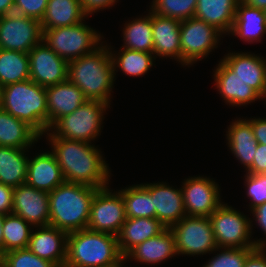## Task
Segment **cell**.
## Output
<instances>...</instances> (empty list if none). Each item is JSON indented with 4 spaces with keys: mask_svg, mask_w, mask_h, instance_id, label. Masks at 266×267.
<instances>
[{
    "mask_svg": "<svg viewBox=\"0 0 266 267\" xmlns=\"http://www.w3.org/2000/svg\"><path fill=\"white\" fill-rule=\"evenodd\" d=\"M153 198L156 219L166 228H171L186 216L182 190L166 182L141 183Z\"/></svg>",
    "mask_w": 266,
    "mask_h": 267,
    "instance_id": "2e32d148",
    "label": "cell"
},
{
    "mask_svg": "<svg viewBox=\"0 0 266 267\" xmlns=\"http://www.w3.org/2000/svg\"><path fill=\"white\" fill-rule=\"evenodd\" d=\"M28 149L0 146V183L15 188L26 182Z\"/></svg>",
    "mask_w": 266,
    "mask_h": 267,
    "instance_id": "f1b7e54d",
    "label": "cell"
},
{
    "mask_svg": "<svg viewBox=\"0 0 266 267\" xmlns=\"http://www.w3.org/2000/svg\"><path fill=\"white\" fill-rule=\"evenodd\" d=\"M110 105L87 100L74 112L58 119L49 131L56 137L92 143L101 135L106 110Z\"/></svg>",
    "mask_w": 266,
    "mask_h": 267,
    "instance_id": "52a82bcc",
    "label": "cell"
},
{
    "mask_svg": "<svg viewBox=\"0 0 266 267\" xmlns=\"http://www.w3.org/2000/svg\"><path fill=\"white\" fill-rule=\"evenodd\" d=\"M4 217H5V215L0 214V256L3 254V242H4L3 222H4Z\"/></svg>",
    "mask_w": 266,
    "mask_h": 267,
    "instance_id": "681fc988",
    "label": "cell"
},
{
    "mask_svg": "<svg viewBox=\"0 0 266 267\" xmlns=\"http://www.w3.org/2000/svg\"><path fill=\"white\" fill-rule=\"evenodd\" d=\"M14 0H0V16L13 13Z\"/></svg>",
    "mask_w": 266,
    "mask_h": 267,
    "instance_id": "7dc6e473",
    "label": "cell"
},
{
    "mask_svg": "<svg viewBox=\"0 0 266 267\" xmlns=\"http://www.w3.org/2000/svg\"><path fill=\"white\" fill-rule=\"evenodd\" d=\"M219 187L204 175L185 178L181 190L186 215L209 217L223 203Z\"/></svg>",
    "mask_w": 266,
    "mask_h": 267,
    "instance_id": "4fadbf2b",
    "label": "cell"
},
{
    "mask_svg": "<svg viewBox=\"0 0 266 267\" xmlns=\"http://www.w3.org/2000/svg\"><path fill=\"white\" fill-rule=\"evenodd\" d=\"M65 182L55 155L48 151L36 153L29 158L26 184L45 192H51Z\"/></svg>",
    "mask_w": 266,
    "mask_h": 267,
    "instance_id": "44dd1931",
    "label": "cell"
},
{
    "mask_svg": "<svg viewBox=\"0 0 266 267\" xmlns=\"http://www.w3.org/2000/svg\"><path fill=\"white\" fill-rule=\"evenodd\" d=\"M119 0H80L82 9L87 16H91L100 10H106L115 6Z\"/></svg>",
    "mask_w": 266,
    "mask_h": 267,
    "instance_id": "b9f144b4",
    "label": "cell"
},
{
    "mask_svg": "<svg viewBox=\"0 0 266 267\" xmlns=\"http://www.w3.org/2000/svg\"><path fill=\"white\" fill-rule=\"evenodd\" d=\"M48 130L61 117L74 112L87 99L72 82L66 80L46 87Z\"/></svg>",
    "mask_w": 266,
    "mask_h": 267,
    "instance_id": "7402d4cb",
    "label": "cell"
},
{
    "mask_svg": "<svg viewBox=\"0 0 266 267\" xmlns=\"http://www.w3.org/2000/svg\"><path fill=\"white\" fill-rule=\"evenodd\" d=\"M124 199L127 218H156L153 198L141 184L118 190Z\"/></svg>",
    "mask_w": 266,
    "mask_h": 267,
    "instance_id": "836d02e7",
    "label": "cell"
},
{
    "mask_svg": "<svg viewBox=\"0 0 266 267\" xmlns=\"http://www.w3.org/2000/svg\"><path fill=\"white\" fill-rule=\"evenodd\" d=\"M240 0H197L194 17L215 27L224 36L232 30Z\"/></svg>",
    "mask_w": 266,
    "mask_h": 267,
    "instance_id": "4316f807",
    "label": "cell"
},
{
    "mask_svg": "<svg viewBox=\"0 0 266 267\" xmlns=\"http://www.w3.org/2000/svg\"><path fill=\"white\" fill-rule=\"evenodd\" d=\"M33 227L22 217L8 214L3 222V254L21 248H27Z\"/></svg>",
    "mask_w": 266,
    "mask_h": 267,
    "instance_id": "e575fe53",
    "label": "cell"
},
{
    "mask_svg": "<svg viewBox=\"0 0 266 267\" xmlns=\"http://www.w3.org/2000/svg\"><path fill=\"white\" fill-rule=\"evenodd\" d=\"M30 79L43 87L68 80V61L58 56L43 41L28 52Z\"/></svg>",
    "mask_w": 266,
    "mask_h": 267,
    "instance_id": "5bb4252c",
    "label": "cell"
},
{
    "mask_svg": "<svg viewBox=\"0 0 266 267\" xmlns=\"http://www.w3.org/2000/svg\"><path fill=\"white\" fill-rule=\"evenodd\" d=\"M220 248H256L251 218L228 203H222L209 217Z\"/></svg>",
    "mask_w": 266,
    "mask_h": 267,
    "instance_id": "ba28073f",
    "label": "cell"
},
{
    "mask_svg": "<svg viewBox=\"0 0 266 267\" xmlns=\"http://www.w3.org/2000/svg\"><path fill=\"white\" fill-rule=\"evenodd\" d=\"M45 134L66 182L99 189L109 186L111 170L98 146L56 137L49 130Z\"/></svg>",
    "mask_w": 266,
    "mask_h": 267,
    "instance_id": "6da1fadb",
    "label": "cell"
},
{
    "mask_svg": "<svg viewBox=\"0 0 266 267\" xmlns=\"http://www.w3.org/2000/svg\"><path fill=\"white\" fill-rule=\"evenodd\" d=\"M251 174L266 173V145L258 143L252 166L246 171Z\"/></svg>",
    "mask_w": 266,
    "mask_h": 267,
    "instance_id": "7bdbcfd3",
    "label": "cell"
},
{
    "mask_svg": "<svg viewBox=\"0 0 266 267\" xmlns=\"http://www.w3.org/2000/svg\"><path fill=\"white\" fill-rule=\"evenodd\" d=\"M243 267H266V248L254 249L247 256Z\"/></svg>",
    "mask_w": 266,
    "mask_h": 267,
    "instance_id": "f6af8a7d",
    "label": "cell"
},
{
    "mask_svg": "<svg viewBox=\"0 0 266 267\" xmlns=\"http://www.w3.org/2000/svg\"><path fill=\"white\" fill-rule=\"evenodd\" d=\"M244 185L249 202V211L266 202V173H245Z\"/></svg>",
    "mask_w": 266,
    "mask_h": 267,
    "instance_id": "f35d334b",
    "label": "cell"
},
{
    "mask_svg": "<svg viewBox=\"0 0 266 267\" xmlns=\"http://www.w3.org/2000/svg\"><path fill=\"white\" fill-rule=\"evenodd\" d=\"M13 188L0 183V214L8 215L12 213Z\"/></svg>",
    "mask_w": 266,
    "mask_h": 267,
    "instance_id": "ee69618b",
    "label": "cell"
},
{
    "mask_svg": "<svg viewBox=\"0 0 266 267\" xmlns=\"http://www.w3.org/2000/svg\"><path fill=\"white\" fill-rule=\"evenodd\" d=\"M67 236V232L51 225L33 227L27 248L40 258L51 261L57 267H64Z\"/></svg>",
    "mask_w": 266,
    "mask_h": 267,
    "instance_id": "ac0fdd59",
    "label": "cell"
},
{
    "mask_svg": "<svg viewBox=\"0 0 266 267\" xmlns=\"http://www.w3.org/2000/svg\"><path fill=\"white\" fill-rule=\"evenodd\" d=\"M80 0H49L43 19L42 30L73 26L87 19Z\"/></svg>",
    "mask_w": 266,
    "mask_h": 267,
    "instance_id": "f546056e",
    "label": "cell"
},
{
    "mask_svg": "<svg viewBox=\"0 0 266 267\" xmlns=\"http://www.w3.org/2000/svg\"><path fill=\"white\" fill-rule=\"evenodd\" d=\"M104 42L93 53L68 62V80L83 92L87 100L111 105L115 77L109 47Z\"/></svg>",
    "mask_w": 266,
    "mask_h": 267,
    "instance_id": "7a4b0ae2",
    "label": "cell"
},
{
    "mask_svg": "<svg viewBox=\"0 0 266 267\" xmlns=\"http://www.w3.org/2000/svg\"><path fill=\"white\" fill-rule=\"evenodd\" d=\"M213 70L214 84L223 98L225 104L229 106H247L256 100L263 98L250 86H247L234 72L220 59Z\"/></svg>",
    "mask_w": 266,
    "mask_h": 267,
    "instance_id": "d6986e66",
    "label": "cell"
},
{
    "mask_svg": "<svg viewBox=\"0 0 266 267\" xmlns=\"http://www.w3.org/2000/svg\"><path fill=\"white\" fill-rule=\"evenodd\" d=\"M109 52L112 60L114 77L116 80V72L118 69L125 75L133 77H143L154 64L156 57L153 53L136 51L132 49H121L117 51L113 50L112 46L108 45Z\"/></svg>",
    "mask_w": 266,
    "mask_h": 267,
    "instance_id": "4dcf8cb0",
    "label": "cell"
},
{
    "mask_svg": "<svg viewBox=\"0 0 266 267\" xmlns=\"http://www.w3.org/2000/svg\"><path fill=\"white\" fill-rule=\"evenodd\" d=\"M41 138L28 124L0 108V146L31 149Z\"/></svg>",
    "mask_w": 266,
    "mask_h": 267,
    "instance_id": "83f0119b",
    "label": "cell"
},
{
    "mask_svg": "<svg viewBox=\"0 0 266 267\" xmlns=\"http://www.w3.org/2000/svg\"><path fill=\"white\" fill-rule=\"evenodd\" d=\"M0 108L32 127L40 136L48 131L46 87L31 79L1 88Z\"/></svg>",
    "mask_w": 266,
    "mask_h": 267,
    "instance_id": "5b68a950",
    "label": "cell"
},
{
    "mask_svg": "<svg viewBox=\"0 0 266 267\" xmlns=\"http://www.w3.org/2000/svg\"><path fill=\"white\" fill-rule=\"evenodd\" d=\"M109 186L95 192L87 229L95 232H105L117 236L126 217L125 203L122 194L117 190L112 192Z\"/></svg>",
    "mask_w": 266,
    "mask_h": 267,
    "instance_id": "8fae6325",
    "label": "cell"
},
{
    "mask_svg": "<svg viewBox=\"0 0 266 267\" xmlns=\"http://www.w3.org/2000/svg\"><path fill=\"white\" fill-rule=\"evenodd\" d=\"M177 255L175 236L170 228L134 247L125 257L124 264L132 259L140 264L155 265Z\"/></svg>",
    "mask_w": 266,
    "mask_h": 267,
    "instance_id": "603a6c76",
    "label": "cell"
},
{
    "mask_svg": "<svg viewBox=\"0 0 266 267\" xmlns=\"http://www.w3.org/2000/svg\"><path fill=\"white\" fill-rule=\"evenodd\" d=\"M29 79L28 53L0 49V87Z\"/></svg>",
    "mask_w": 266,
    "mask_h": 267,
    "instance_id": "d6a6232c",
    "label": "cell"
},
{
    "mask_svg": "<svg viewBox=\"0 0 266 267\" xmlns=\"http://www.w3.org/2000/svg\"><path fill=\"white\" fill-rule=\"evenodd\" d=\"M49 0H14V13L41 21Z\"/></svg>",
    "mask_w": 266,
    "mask_h": 267,
    "instance_id": "ab89813d",
    "label": "cell"
},
{
    "mask_svg": "<svg viewBox=\"0 0 266 267\" xmlns=\"http://www.w3.org/2000/svg\"><path fill=\"white\" fill-rule=\"evenodd\" d=\"M103 35L82 21L73 26L43 30L42 41L58 56L71 61L93 53L104 41Z\"/></svg>",
    "mask_w": 266,
    "mask_h": 267,
    "instance_id": "8992f818",
    "label": "cell"
},
{
    "mask_svg": "<svg viewBox=\"0 0 266 267\" xmlns=\"http://www.w3.org/2000/svg\"><path fill=\"white\" fill-rule=\"evenodd\" d=\"M251 127L257 142L266 145V118L251 117Z\"/></svg>",
    "mask_w": 266,
    "mask_h": 267,
    "instance_id": "bcb514c9",
    "label": "cell"
},
{
    "mask_svg": "<svg viewBox=\"0 0 266 267\" xmlns=\"http://www.w3.org/2000/svg\"><path fill=\"white\" fill-rule=\"evenodd\" d=\"M178 255H206L218 247L208 217L184 216L171 228Z\"/></svg>",
    "mask_w": 266,
    "mask_h": 267,
    "instance_id": "30bf717a",
    "label": "cell"
},
{
    "mask_svg": "<svg viewBox=\"0 0 266 267\" xmlns=\"http://www.w3.org/2000/svg\"><path fill=\"white\" fill-rule=\"evenodd\" d=\"M226 139L228 149L236 160L241 165H244V172H246L252 166L258 146L251 127V118H237L232 120L227 127Z\"/></svg>",
    "mask_w": 266,
    "mask_h": 267,
    "instance_id": "cb8c5ba5",
    "label": "cell"
},
{
    "mask_svg": "<svg viewBox=\"0 0 266 267\" xmlns=\"http://www.w3.org/2000/svg\"><path fill=\"white\" fill-rule=\"evenodd\" d=\"M223 34L215 27L195 17L180 24L181 65L191 67L217 49Z\"/></svg>",
    "mask_w": 266,
    "mask_h": 267,
    "instance_id": "9c48e42d",
    "label": "cell"
},
{
    "mask_svg": "<svg viewBox=\"0 0 266 267\" xmlns=\"http://www.w3.org/2000/svg\"><path fill=\"white\" fill-rule=\"evenodd\" d=\"M12 214L22 217L32 227L49 225L48 192L26 183L13 188Z\"/></svg>",
    "mask_w": 266,
    "mask_h": 267,
    "instance_id": "9a60e30c",
    "label": "cell"
},
{
    "mask_svg": "<svg viewBox=\"0 0 266 267\" xmlns=\"http://www.w3.org/2000/svg\"><path fill=\"white\" fill-rule=\"evenodd\" d=\"M250 213L253 216V219L251 218V222H254L253 220H255V223H257L256 225L261 228L263 235H266V202L254 208ZM256 239L257 238L253 239L256 248H266V238L264 239L263 237Z\"/></svg>",
    "mask_w": 266,
    "mask_h": 267,
    "instance_id": "60d3db41",
    "label": "cell"
},
{
    "mask_svg": "<svg viewBox=\"0 0 266 267\" xmlns=\"http://www.w3.org/2000/svg\"><path fill=\"white\" fill-rule=\"evenodd\" d=\"M241 1L258 9H263V10L266 9V0H241Z\"/></svg>",
    "mask_w": 266,
    "mask_h": 267,
    "instance_id": "c3c4849f",
    "label": "cell"
},
{
    "mask_svg": "<svg viewBox=\"0 0 266 267\" xmlns=\"http://www.w3.org/2000/svg\"><path fill=\"white\" fill-rule=\"evenodd\" d=\"M165 229L156 218H127L117 235L120 253L125 257L134 247Z\"/></svg>",
    "mask_w": 266,
    "mask_h": 267,
    "instance_id": "484cf974",
    "label": "cell"
},
{
    "mask_svg": "<svg viewBox=\"0 0 266 267\" xmlns=\"http://www.w3.org/2000/svg\"><path fill=\"white\" fill-rule=\"evenodd\" d=\"M98 189L65 181L49 192V225L67 233L87 229L91 204Z\"/></svg>",
    "mask_w": 266,
    "mask_h": 267,
    "instance_id": "3957f363",
    "label": "cell"
},
{
    "mask_svg": "<svg viewBox=\"0 0 266 267\" xmlns=\"http://www.w3.org/2000/svg\"><path fill=\"white\" fill-rule=\"evenodd\" d=\"M251 52H228L221 59L247 86L265 99L266 58Z\"/></svg>",
    "mask_w": 266,
    "mask_h": 267,
    "instance_id": "e0dca14e",
    "label": "cell"
},
{
    "mask_svg": "<svg viewBox=\"0 0 266 267\" xmlns=\"http://www.w3.org/2000/svg\"><path fill=\"white\" fill-rule=\"evenodd\" d=\"M234 37L244 43H258L266 35V15L263 9H258L239 1L231 32Z\"/></svg>",
    "mask_w": 266,
    "mask_h": 267,
    "instance_id": "d4e9b609",
    "label": "cell"
},
{
    "mask_svg": "<svg viewBox=\"0 0 266 267\" xmlns=\"http://www.w3.org/2000/svg\"><path fill=\"white\" fill-rule=\"evenodd\" d=\"M181 21L152 12L153 54L156 58H170L181 64Z\"/></svg>",
    "mask_w": 266,
    "mask_h": 267,
    "instance_id": "ffe728a7",
    "label": "cell"
},
{
    "mask_svg": "<svg viewBox=\"0 0 266 267\" xmlns=\"http://www.w3.org/2000/svg\"><path fill=\"white\" fill-rule=\"evenodd\" d=\"M41 21L17 13L0 16V49L28 53L42 42Z\"/></svg>",
    "mask_w": 266,
    "mask_h": 267,
    "instance_id": "7c38bea8",
    "label": "cell"
},
{
    "mask_svg": "<svg viewBox=\"0 0 266 267\" xmlns=\"http://www.w3.org/2000/svg\"><path fill=\"white\" fill-rule=\"evenodd\" d=\"M150 10L180 21L194 17L197 0H152Z\"/></svg>",
    "mask_w": 266,
    "mask_h": 267,
    "instance_id": "d590c367",
    "label": "cell"
},
{
    "mask_svg": "<svg viewBox=\"0 0 266 267\" xmlns=\"http://www.w3.org/2000/svg\"><path fill=\"white\" fill-rule=\"evenodd\" d=\"M64 267H125L117 236L89 229L68 233Z\"/></svg>",
    "mask_w": 266,
    "mask_h": 267,
    "instance_id": "277c9868",
    "label": "cell"
},
{
    "mask_svg": "<svg viewBox=\"0 0 266 267\" xmlns=\"http://www.w3.org/2000/svg\"><path fill=\"white\" fill-rule=\"evenodd\" d=\"M3 267H57L51 261L40 258L28 248L8 251L1 255Z\"/></svg>",
    "mask_w": 266,
    "mask_h": 267,
    "instance_id": "8d00e7d4",
    "label": "cell"
},
{
    "mask_svg": "<svg viewBox=\"0 0 266 267\" xmlns=\"http://www.w3.org/2000/svg\"><path fill=\"white\" fill-rule=\"evenodd\" d=\"M256 248H220L212 253L215 255L203 267H243L247 256ZM219 251V252H218ZM217 252V254H216Z\"/></svg>",
    "mask_w": 266,
    "mask_h": 267,
    "instance_id": "74e56055",
    "label": "cell"
},
{
    "mask_svg": "<svg viewBox=\"0 0 266 267\" xmlns=\"http://www.w3.org/2000/svg\"><path fill=\"white\" fill-rule=\"evenodd\" d=\"M127 21L122 30V48L153 53L152 11Z\"/></svg>",
    "mask_w": 266,
    "mask_h": 267,
    "instance_id": "1f68e13d",
    "label": "cell"
}]
</instances>
